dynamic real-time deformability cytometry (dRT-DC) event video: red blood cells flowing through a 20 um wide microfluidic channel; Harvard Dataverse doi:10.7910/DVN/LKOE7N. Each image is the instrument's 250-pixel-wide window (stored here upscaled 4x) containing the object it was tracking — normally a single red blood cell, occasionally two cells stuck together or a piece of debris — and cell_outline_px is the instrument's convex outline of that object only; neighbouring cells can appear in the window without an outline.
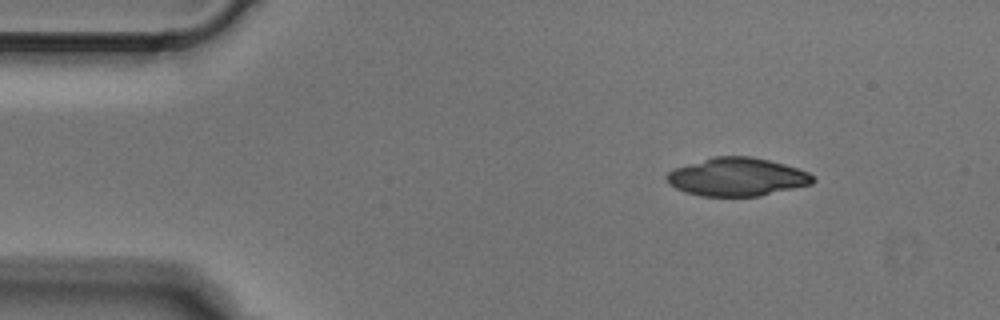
{"species": "Egyptian fruit bat (a non-hibernating species)", "species_latin": "Rousettus aegyptiacus", "temperature_condition": "cold", "stored_images_in_passage": 4, "camera_frame_rate_fps": 3000, "um_per_image_px": 0.085, "animal": {"sex": "male"}, "frame": {"image": 1, "passage_image": 2, "time_ms": 0.333, "image_size_px": [1000, 320], "cell_outline_px": [[816, 180], [812, 184], [760, 196], [700, 196], [684, 192], [668, 184], [664, 176], [672, 168], [712, 156], [752, 156], [784, 164], [808, 172]], "centroid_in_image_um": [62.59, 15.04], "position_along_channel_um": 22.4, "area_um2": 32.83}}